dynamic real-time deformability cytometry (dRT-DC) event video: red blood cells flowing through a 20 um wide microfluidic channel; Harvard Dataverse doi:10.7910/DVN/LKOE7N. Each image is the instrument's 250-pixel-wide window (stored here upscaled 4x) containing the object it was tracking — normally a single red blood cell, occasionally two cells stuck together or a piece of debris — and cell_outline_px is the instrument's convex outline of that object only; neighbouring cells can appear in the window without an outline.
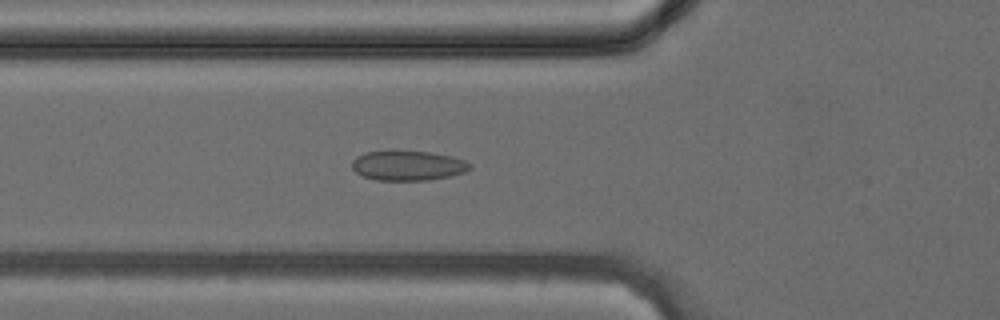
{"species": "common noctule bat (a hibernating species)", "species_latin": "Nyctalus noctula", "temperature_condition": "cold", "stored_images_in_passage": 40, "camera_frame_rate_fps": 3000, "um_per_image_px": 0.085, "animal": {"sex": "female", "body_mass_g": 24.6, "forearm_length_mm": 56.2}, "frame": {"image": 1, "passage_image": 14, "time_ms": 4.333, "image_size_px": [1000, 320], "cell_outline_px": [[472, 168], [464, 172], [452, 176], [428, 180], [376, 180], [364, 176], [356, 172], [352, 168], [352, 160], [356, 156], [364, 152], [396, 148], [432, 152], [452, 156], [464, 160], [472, 164]], "centroid_in_image_um": [34.66, 14.03], "position_along_channel_um": 91.1, "area_um2": 21.33}}
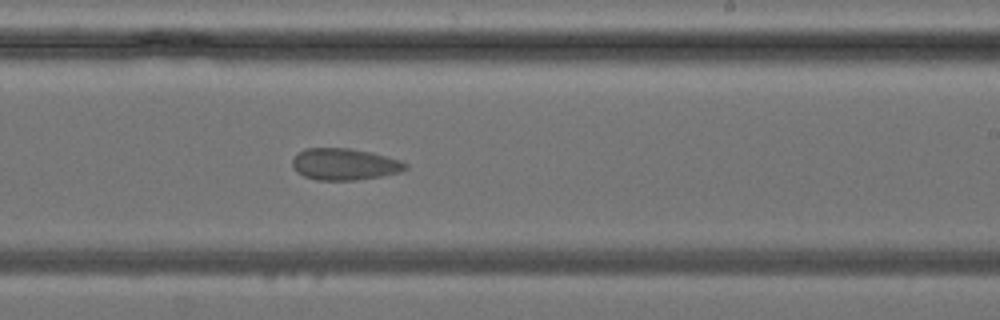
{"frame": {"image": 2, "passage_image": 24, "time_ms": 7.667, "image_size_px": [1000, 320], "cell_outline_px": [[408, 168], [400, 172], [384, 176], [356, 180], [316, 180], [304, 176], [296, 172], [292, 168], [292, 160], [304, 148], [348, 148], [372, 152], [400, 160], [408, 164]], "centroid_in_image_um": [29.29, 13.96], "position_along_channel_um": 259.7, "area_um2": 21.04}}
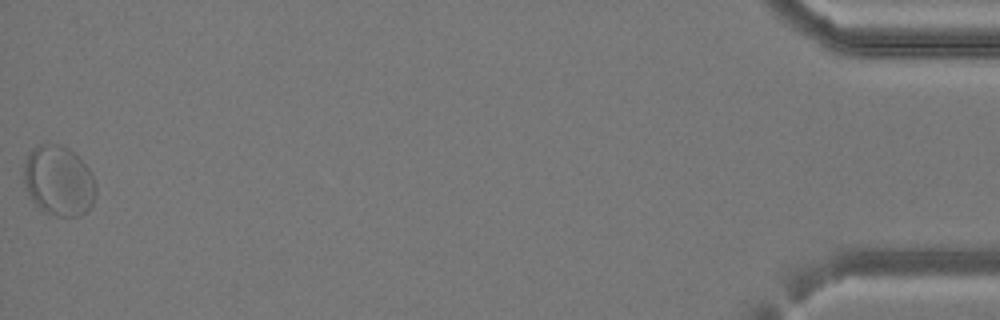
{"frame": {"image": 3, "passage_image": 40, "time_ms": 13.0, "image_size_px": [1000, 320], "cell_outline_px": [[96, 196], [92, 204], [80, 216], [56, 216], [44, 212], [32, 200], [24, 184], [24, 164], [32, 148], [40, 144], [64, 144], [92, 172], [96, 184]], "centroid_in_image_um": [5.0, 15.37], "position_along_channel_um": 430.2, "area_um2": 29.42}}